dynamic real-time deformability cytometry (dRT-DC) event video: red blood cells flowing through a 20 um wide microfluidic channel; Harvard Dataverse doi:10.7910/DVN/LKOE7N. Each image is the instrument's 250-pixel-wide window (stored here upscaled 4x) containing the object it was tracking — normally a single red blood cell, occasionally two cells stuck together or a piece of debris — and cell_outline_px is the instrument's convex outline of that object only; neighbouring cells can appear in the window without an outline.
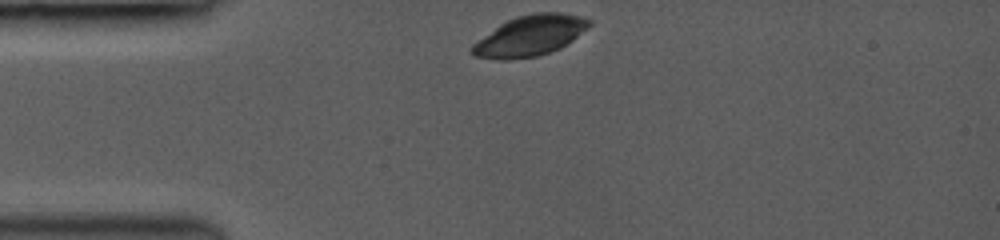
{"species": "common noctule bat (a hibernating species)", "species_latin": "Nyctalus noctula", "temperature_condition": "room temperature", "stored_images_in_passage": 2, "camera_frame_rate_fps": 3000, "um_per_image_px": 0.085, "animal": {"sex": "female", "body_mass_g": 19.0, "forearm_length_mm": 53.3}, "frame": {"image": 1, "passage_image": 1, "time_ms": 0.0, "image_size_px": [1000, 240], "cell_outline_px": [[592, 24], [588, 28], [572, 40], [560, 48], [536, 56], [508, 60], [496, 60], [476, 56], [468, 48], [472, 44], [500, 24], [516, 16], [532, 12], [560, 12], [580, 16], [592, 20]], "centroid_in_image_um": [45.05, 3.03], "position_along_channel_um": 40.0, "area_um2": 27.69}}